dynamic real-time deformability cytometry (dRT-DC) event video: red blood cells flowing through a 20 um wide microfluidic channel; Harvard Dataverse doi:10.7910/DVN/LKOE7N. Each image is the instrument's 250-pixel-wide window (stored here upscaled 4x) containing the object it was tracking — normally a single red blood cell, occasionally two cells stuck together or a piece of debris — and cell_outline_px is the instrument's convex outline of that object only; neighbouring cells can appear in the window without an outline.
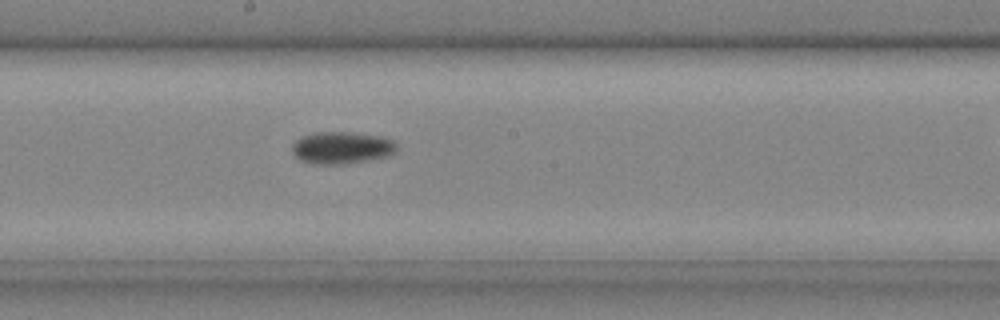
{"species": "common noctule bat (a hibernating species)", "species_latin": "Nyctalus noctula", "temperature_condition": "cold", "stored_images_in_passage": 21, "camera_frame_rate_fps": 3000, "um_per_image_px": 0.085, "animal": {"sex": "male", "body_mass_g": 20.4}, "frame": {"image": 1, "passage_image": 10, "time_ms": 3.0, "image_size_px": [1000, 320], "cell_outline_px": [[396, 152], [388, 156], [368, 160], [344, 164], [312, 164], [300, 160], [292, 152], [292, 144], [300, 136], [316, 132], [348, 132], [380, 136], [392, 140], [396, 144]], "centroid_in_image_um": [29.02, 12.56], "position_along_channel_um": 219.2, "area_um2": 19.65}}
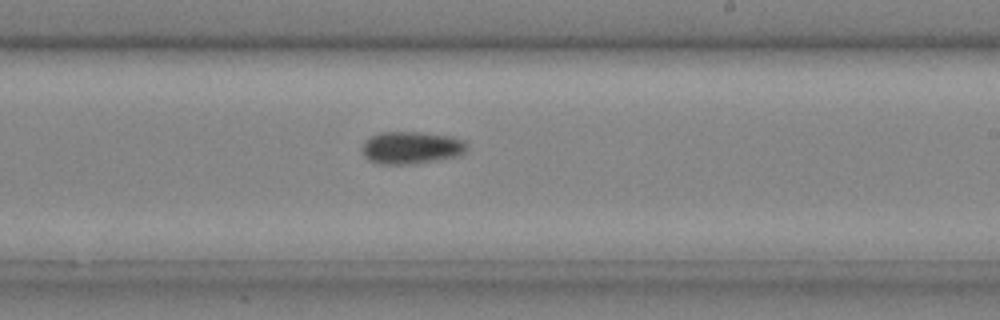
{"frame": {"image": 2, "passage_image": 12, "time_ms": 3.667, "image_size_px": [1000, 320], "cell_outline_px": [[468, 148], [460, 156], [408, 164], [380, 164], [368, 160], [364, 156], [360, 148], [364, 140], [380, 132], [420, 132], [452, 136], [464, 140], [468, 144]], "centroid_in_image_um": [34.95, 12.54], "position_along_channel_um": 254.1, "area_um2": 20.0}}